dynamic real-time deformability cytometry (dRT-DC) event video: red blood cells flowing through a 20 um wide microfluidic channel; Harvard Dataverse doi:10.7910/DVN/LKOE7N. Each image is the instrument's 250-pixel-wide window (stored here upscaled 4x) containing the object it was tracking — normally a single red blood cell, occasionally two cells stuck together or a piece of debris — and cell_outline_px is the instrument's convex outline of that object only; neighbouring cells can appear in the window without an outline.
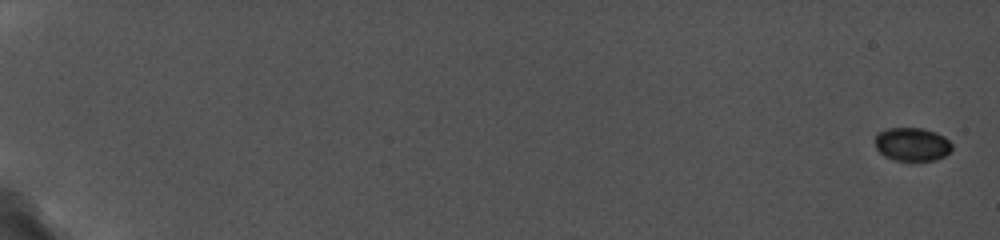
{"species": "common noctule bat (a hibernating species)", "species_latin": "Nyctalus noctula", "temperature_condition": "cold", "stored_images_in_passage": 23, "camera_frame_rate_fps": 5000, "um_per_image_px": 0.085, "animal": {"sex": "female", "body_mass_g": 19.0, "forearm_length_mm": 56.7}, "frame": {"image": 1, "passage_image": 1, "time_ms": 0.0, "image_size_px": [1000, 240], "cell_outline_px": [[952, 148], [944, 156], [936, 160], [896, 160], [884, 156], [876, 148], [876, 132], [888, 128], [924, 128], [936, 132], [944, 136], [952, 144]], "centroid_in_image_um": [77.53, 12.25], "position_along_channel_um": 7.5, "area_um2": 14.97}}
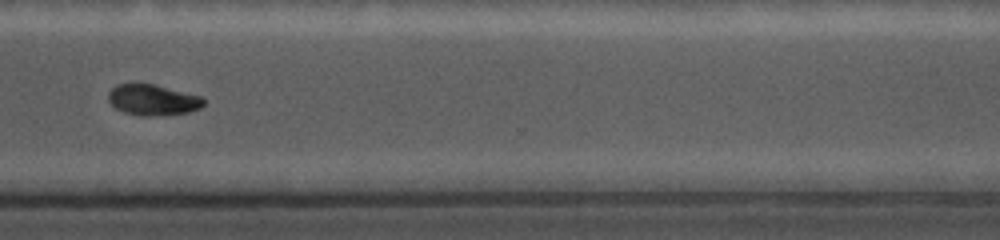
{"frame": {"image": 2, "passage_image": 21, "time_ms": 15.2, "image_size_px": [1000, 240], "cell_outline_px": [[204, 104], [200, 108], [188, 112], [164, 116], [140, 116], [124, 112], [116, 108], [108, 100], [108, 92], [116, 84], [132, 80], [136, 80], [156, 84], [204, 96]], "centroid_in_image_um": [12.97, 8.44], "position_along_channel_um": 357.6, "area_um2": 18.09}}
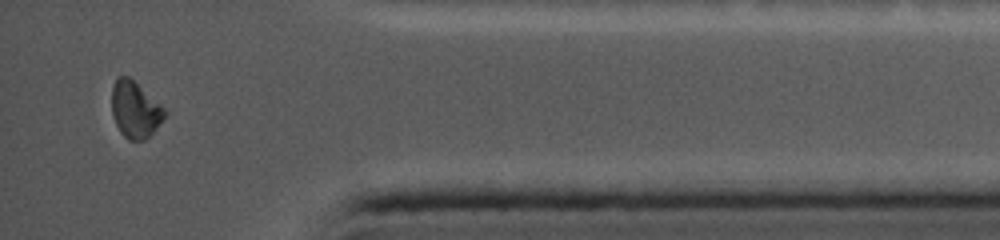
{"frame": {"image": 3, "passage_image": 23, "time_ms": 17.2, "image_size_px": [1000, 240], "cell_outline_px": [[168, 112], [152, 132], [144, 140], [128, 140], [120, 132], [112, 116], [112, 88], [116, 80], [120, 76], [128, 76], [160, 104]], "centroid_in_image_um": [11.46, 9.33], "position_along_channel_um": 423.7, "area_um2": 17.05}, "authors_computed_cell_mechanics": {"area_um2": 16.2996, "velocity_mm_per_s": 3.7892, "shape_relaxation_time_tau1_ms": 1.8137, "shape_relaxation_time_tau2_ms": null, "deformation_change_tau1": 0.0857, "deformation_change_tau2": null}}